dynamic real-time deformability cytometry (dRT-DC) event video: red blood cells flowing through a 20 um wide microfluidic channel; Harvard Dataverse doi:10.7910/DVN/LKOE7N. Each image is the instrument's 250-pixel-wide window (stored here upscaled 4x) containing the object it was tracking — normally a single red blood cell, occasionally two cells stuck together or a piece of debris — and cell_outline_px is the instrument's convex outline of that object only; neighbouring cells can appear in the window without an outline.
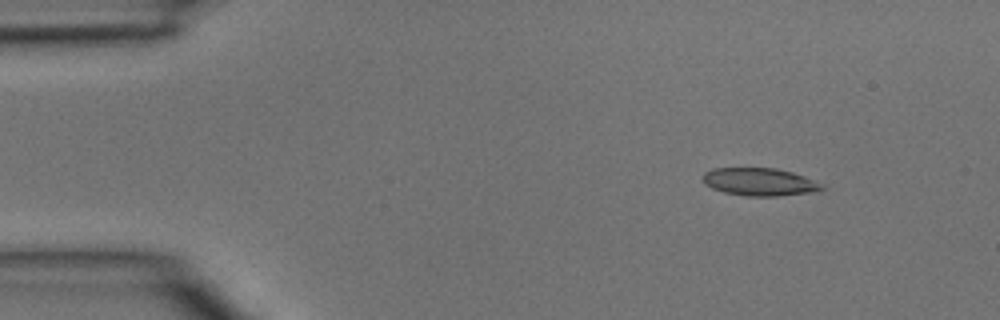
{"species": "common noctule bat (a hibernating species)", "species_latin": "Nyctalus noctula", "temperature_condition": "room temperature", "stored_images_in_passage": 3, "camera_frame_rate_fps": 3000, "um_per_image_px": 0.085, "animal": {"sex": "male", "body_mass_g": 15.6}, "frame": {"image": 1, "passage_image": 1, "time_ms": 0.0, "image_size_px": [1000, 320], "cell_outline_px": [[824, 188], [816, 192], [776, 196], [748, 196], [724, 192], [712, 188], [704, 184], [704, 172], [712, 168], [776, 168], [792, 172], [816, 180], [824, 184]], "centroid_in_image_um": [64.6, 15.46], "position_along_channel_um": 20.4, "area_um2": 19.36}}
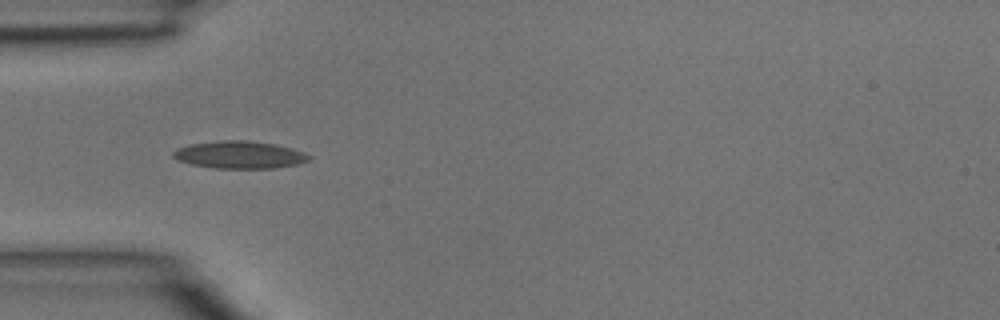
{"frame": {"image": 2, "passage_image": 3, "time_ms": 0.667, "image_size_px": [1000, 320], "cell_outline_px": [[312, 160], [296, 164], [276, 168], [212, 168], [192, 164], [176, 160], [172, 156], [172, 152], [176, 148], [192, 144], [224, 140], [248, 140], [276, 144], [292, 148], [304, 152], [312, 156]], "centroid_in_image_um": [20.38, 13.16], "position_along_channel_um": 64.6, "area_um2": 21.85}}